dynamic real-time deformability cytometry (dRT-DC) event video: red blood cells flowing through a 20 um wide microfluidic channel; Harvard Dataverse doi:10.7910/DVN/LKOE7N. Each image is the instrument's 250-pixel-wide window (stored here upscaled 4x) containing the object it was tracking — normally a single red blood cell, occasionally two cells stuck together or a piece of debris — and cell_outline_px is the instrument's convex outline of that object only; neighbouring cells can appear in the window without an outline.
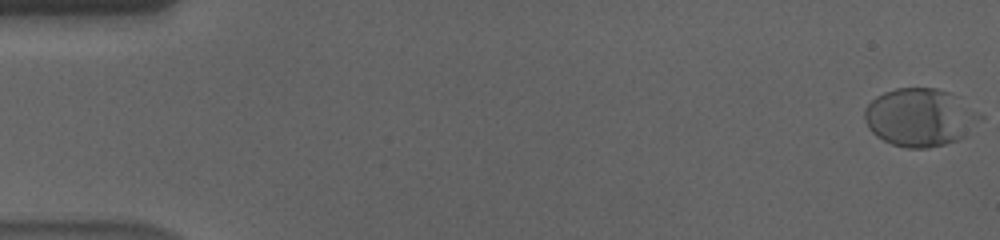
{"species": "human", "species_latin": "Homo sapiens", "temperature_condition": "cold", "stored_images_in_passage": 59, "camera_frame_rate_fps": 3000, "um_per_image_px": 0.085, "donor": {"sex": "male"}, "frame": {"image": 1, "passage_image": 2, "time_ms": 0.333, "image_size_px": [1000, 240], "cell_outline_px": [[968, 136], [944, 144], [928, 148], [904, 148], [892, 144], [876, 136], [868, 128], [864, 120], [864, 108], [876, 96], [884, 92], [896, 88], [936, 88], [948, 92]], "centroid_in_image_um": [77.73, 10.02], "position_along_channel_um": 7.3, "area_um2": 35.08}}
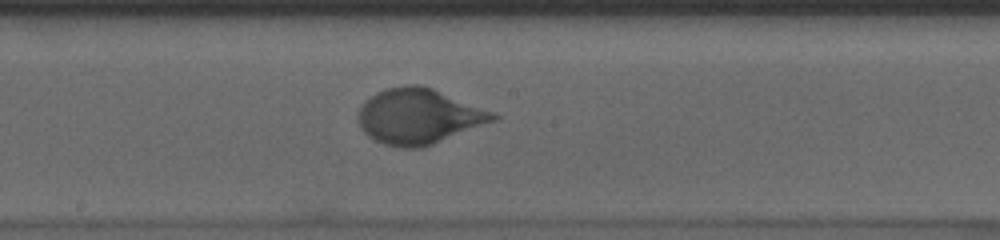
{"frame": {"image": 2, "passage_image": 33, "time_ms": 10.667, "image_size_px": [1000, 240], "cell_outline_px": [[500, 116], [496, 120], [432, 144], [420, 148], [400, 148], [384, 144], [368, 136], [360, 128], [356, 116], [364, 100], [376, 92], [388, 88], [408, 84], [420, 84], [432, 88], [496, 112]], "centroid_in_image_um": [35.58, 9.88], "position_along_channel_um": 212.6, "area_um2": 43.64}}
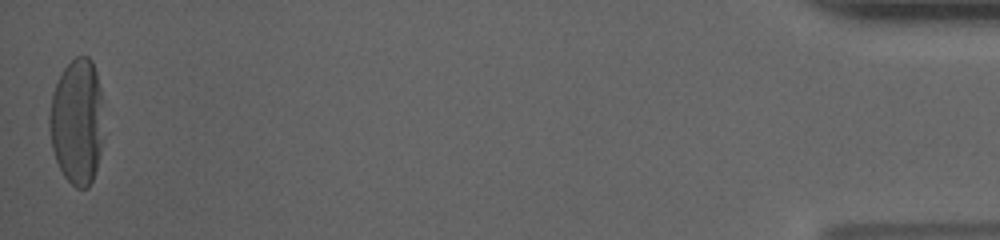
{"frame": {"image": 3, "passage_image": 59, "time_ms": 19.333, "image_size_px": [1000, 240], "cell_outline_px": [[100, 152], [96, 168], [92, 180], [88, 188], [76, 188], [64, 176], [56, 160], [52, 148], [48, 128], [48, 116], [52, 92], [64, 68], [76, 56], [88, 56], [92, 60], [96, 72], [100, 88]], "centroid_in_image_um": [6.49, 10.33], "position_along_channel_um": 428.7, "area_um2": 39.13}, "authors_computed_cell_mechanics": {"area_um2": 39.4774, "velocity_mm_per_s": 3.5381, "shape_relaxation_time_tau1_ms": 4.1052, "shape_relaxation_time_tau2_ms": null, "deformation_change_tau1": 0.1717, "deformation_change_tau2": null}}